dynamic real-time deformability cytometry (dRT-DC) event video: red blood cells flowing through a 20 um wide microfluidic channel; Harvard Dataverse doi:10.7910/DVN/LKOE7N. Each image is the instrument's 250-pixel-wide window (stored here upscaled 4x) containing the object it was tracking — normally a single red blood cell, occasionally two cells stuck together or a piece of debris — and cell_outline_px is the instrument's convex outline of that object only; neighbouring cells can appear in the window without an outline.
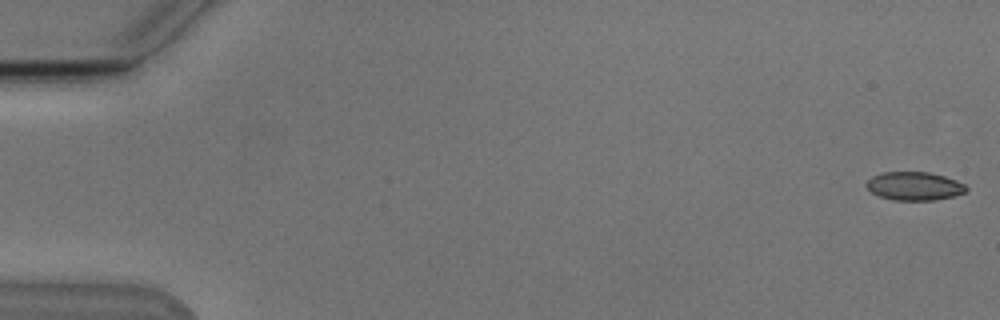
{"species": "Egyptian fruit bat (a non-hibernating species)", "species_latin": "Rousettus aegyptiacus", "temperature_condition": "cold", "stored_images_in_passage": 14, "camera_frame_rate_fps": 3000, "um_per_image_px": 0.085, "animal": {"sex": "male"}, "frame": {"image": 1, "passage_image": 1, "time_ms": 0.0, "image_size_px": [1000, 320], "cell_outline_px": [[968, 188], [964, 192], [952, 196], [932, 200], [892, 200], [880, 196], [872, 192], [864, 184], [872, 176], [884, 172], [928, 172], [944, 176], [956, 180], [964, 184]], "centroid_in_image_um": [77.7, 15.81], "position_along_channel_um": 7.3, "area_um2": 16.36}}
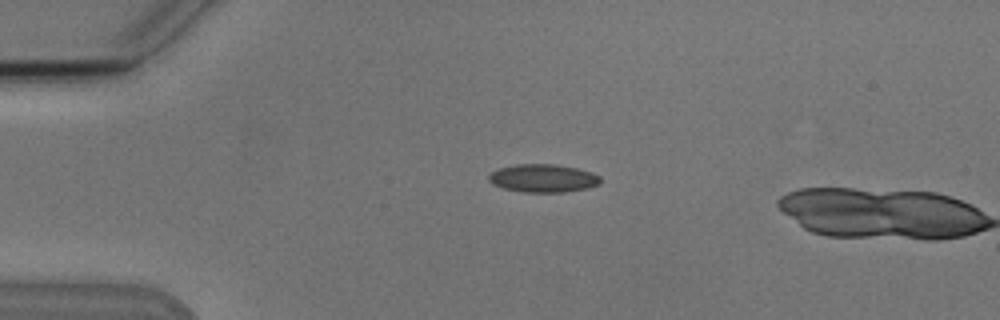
{"frame": {"image": 2, "passage_image": 13, "time_ms": 4.0, "image_size_px": [1000, 320], "cell_outline_px": [[600, 184], [588, 188], [564, 192], [520, 192], [504, 188], [492, 184], [488, 180], [488, 176], [492, 172], [500, 168], [516, 164], [552, 164], [576, 168], [592, 172], [600, 176]], "centroid_in_image_um": [46.16, 15.15], "position_along_channel_um": 38.8, "area_um2": 18.26}}